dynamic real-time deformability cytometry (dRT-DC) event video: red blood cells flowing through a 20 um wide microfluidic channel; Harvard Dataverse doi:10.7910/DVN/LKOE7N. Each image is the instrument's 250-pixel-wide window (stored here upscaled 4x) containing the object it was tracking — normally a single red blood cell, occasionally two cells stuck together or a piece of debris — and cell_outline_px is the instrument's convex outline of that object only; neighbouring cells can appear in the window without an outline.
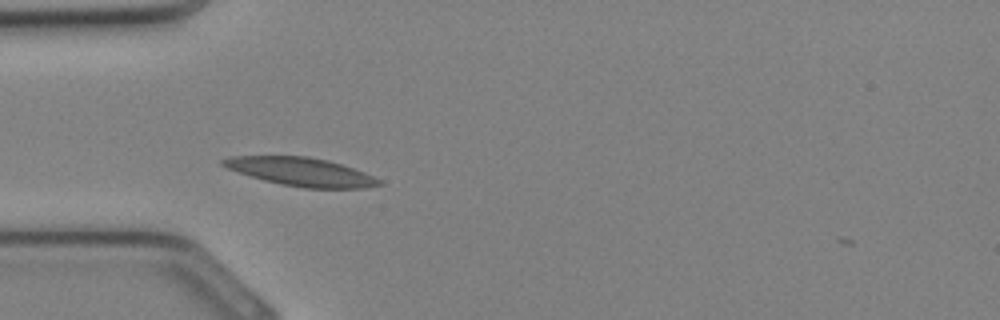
{"species": "Egyptian fruit bat (a non-hibernating species)", "species_latin": "Rousettus aegyptiacus", "temperature_condition": "cold", "stored_images_in_passage": 19, "camera_frame_rate_fps": 3000, "um_per_image_px": 0.085, "animal": {"sex": "female"}, "frame": {"image": 1, "passage_image": 1, "time_ms": 0.0, "image_size_px": [1000, 320], "cell_outline_px": [[380, 184], [368, 188], [304, 188], [280, 184], [264, 180], [228, 168], [220, 164], [220, 160], [228, 156], [308, 156], [328, 160], [364, 172], [380, 180]], "centroid_in_image_um": [25.57, 14.59], "position_along_channel_um": 59.4, "area_um2": 25.55}}
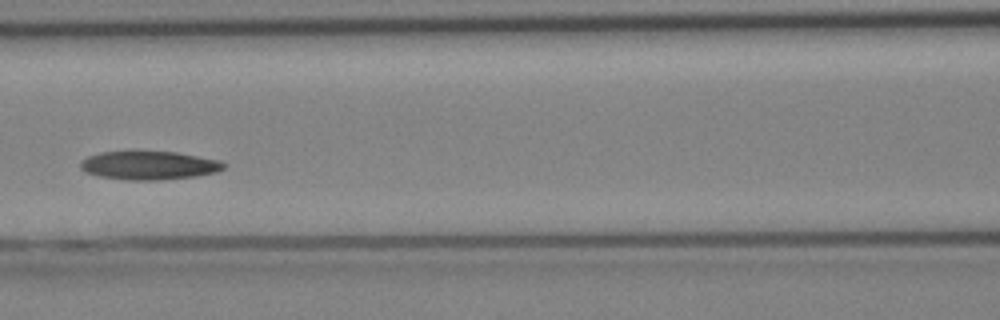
{"frame": {"image": 2, "passage_image": 6, "time_ms": 1.667, "image_size_px": [1000, 320], "cell_outline_px": [[228, 164], [224, 168], [216, 172], [196, 176], [156, 180], [128, 180], [100, 176], [84, 172], [80, 168], [80, 160], [88, 156], [100, 152], [176, 152], [220, 160]], "centroid_in_image_um": [12.67, 14.06], "position_along_channel_um": 153.9, "area_um2": 23.76}}
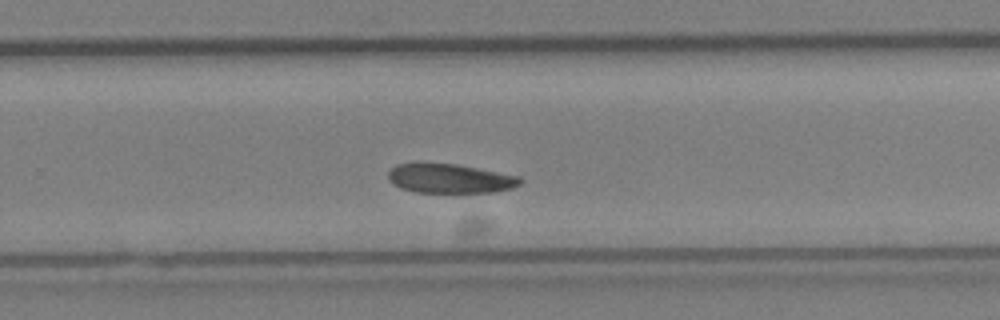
{"frame": {"image": 3, "passage_image": 13, "time_ms": 4.0, "image_size_px": [1000, 320], "cell_outline_px": [[524, 180], [520, 184], [512, 188], [496, 192], [452, 196], [416, 192], [400, 188], [392, 184], [388, 180], [388, 172], [396, 164], [456, 164], [520, 176]], "centroid_in_image_um": [38.28, 15.25], "position_along_channel_um": 291.5, "area_um2": 23.52}}